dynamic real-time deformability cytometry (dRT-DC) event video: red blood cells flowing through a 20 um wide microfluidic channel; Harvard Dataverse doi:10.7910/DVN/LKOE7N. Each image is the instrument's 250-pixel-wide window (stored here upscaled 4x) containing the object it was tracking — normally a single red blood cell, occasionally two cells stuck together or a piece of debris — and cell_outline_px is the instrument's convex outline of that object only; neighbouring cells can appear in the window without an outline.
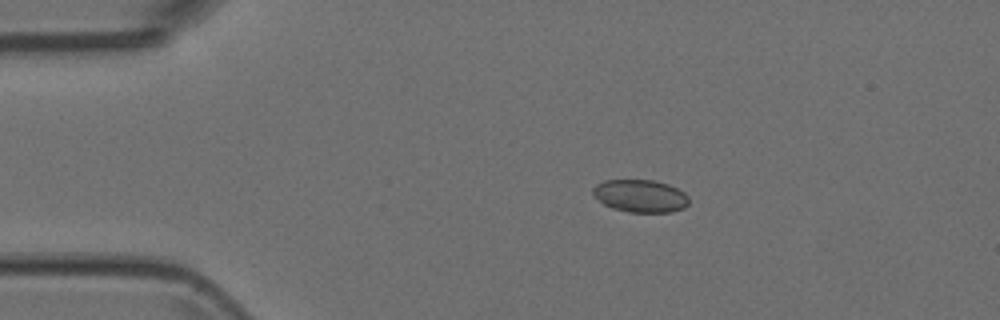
{"species": "Egyptian fruit bat (a non-hibernating species)", "species_latin": "Rousettus aegyptiacus", "temperature_condition": "room temperature", "stored_images_in_passage": 6, "camera_frame_rate_fps": 3000, "um_per_image_px": 0.085, "animal": {"sex": "female"}, "frame": {"image": 1, "passage_image": 4, "time_ms": 1.0, "image_size_px": [1000, 320], "cell_outline_px": [[688, 204], [684, 208], [672, 212], [628, 212], [612, 208], [604, 204], [592, 196], [592, 188], [596, 184], [604, 180], [652, 180], [668, 184], [684, 192], [688, 196]], "centroid_in_image_um": [54.4, 16.66], "position_along_channel_um": 30.6, "area_um2": 18.38}}
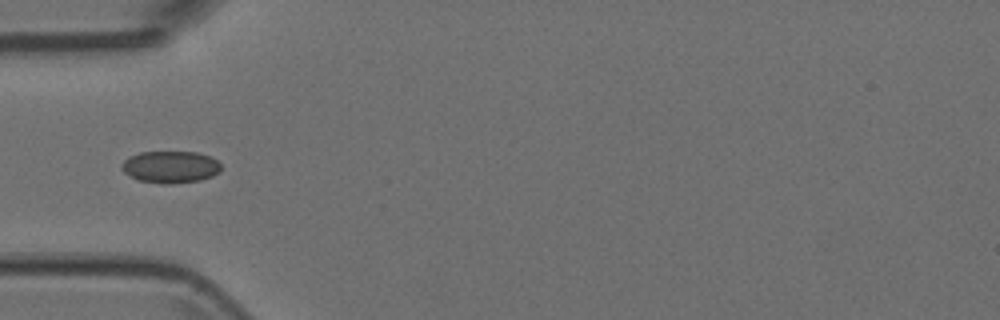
{"frame": {"image": 2, "passage_image": 6, "time_ms": 1.667, "image_size_px": [1000, 320], "cell_outline_px": [[220, 172], [212, 176], [200, 180], [172, 184], [160, 184], [136, 180], [124, 172], [120, 168], [120, 164], [124, 160], [140, 152], [196, 152], [208, 156], [216, 160], [220, 164]], "centroid_in_image_um": [14.45, 14.21], "position_along_channel_um": 70.5, "area_um2": 18.61}}